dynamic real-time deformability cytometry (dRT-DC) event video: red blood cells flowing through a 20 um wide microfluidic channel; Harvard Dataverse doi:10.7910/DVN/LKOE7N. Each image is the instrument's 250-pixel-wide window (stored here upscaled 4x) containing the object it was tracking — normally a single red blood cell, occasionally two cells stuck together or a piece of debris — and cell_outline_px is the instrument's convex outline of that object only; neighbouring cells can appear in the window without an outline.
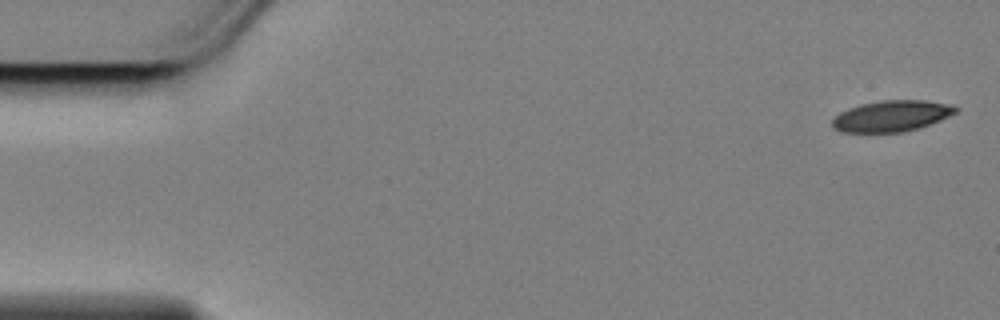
{"species": "Egyptian fruit bat (a non-hibernating species)", "species_latin": "Rousettus aegyptiacus", "temperature_condition": "cold", "stored_images_in_passage": 8, "camera_frame_rate_fps": 3000, "um_per_image_px": 0.085, "animal": {"sex": "female"}, "frame": {"image": 1, "passage_image": 1, "time_ms": 0.0, "image_size_px": [1000, 320], "cell_outline_px": [[960, 108], [956, 112], [940, 120], [920, 128], [904, 132], [840, 132], [832, 128], [832, 120], [840, 112], [848, 108], [860, 104], [880, 100], [924, 100], [952, 104]], "centroid_in_image_um": [75.79, 9.86], "position_along_channel_um": 9.2, "area_um2": 22.54}}